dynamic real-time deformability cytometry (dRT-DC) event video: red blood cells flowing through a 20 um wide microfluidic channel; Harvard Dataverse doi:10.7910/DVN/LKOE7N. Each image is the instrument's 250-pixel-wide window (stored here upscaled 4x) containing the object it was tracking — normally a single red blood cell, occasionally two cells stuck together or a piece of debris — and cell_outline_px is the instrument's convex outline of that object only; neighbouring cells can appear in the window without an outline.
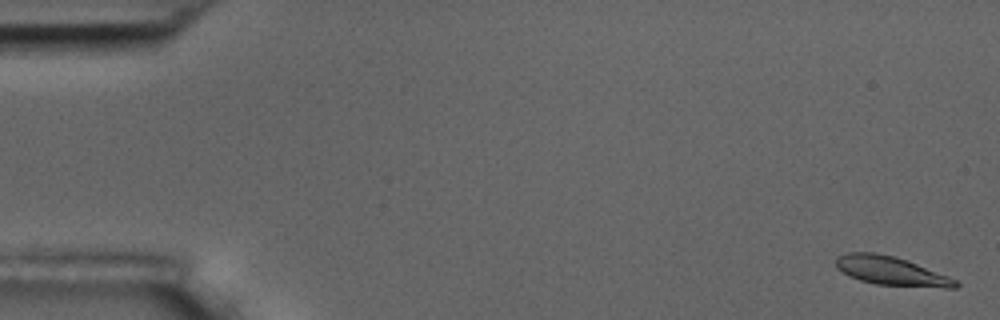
{"species": "common noctule bat (a hibernating species)", "species_latin": "Nyctalus noctula", "temperature_condition": "room temperature", "stored_images_in_passage": 5, "camera_frame_rate_fps": 3000, "um_per_image_px": 0.085, "animal": {"sex": "male", "body_mass_g": 17.5, "forearm_length_mm": 52.3}, "frame": {"image": 1, "passage_image": 1, "time_ms": 0.0, "image_size_px": [1000, 320], "cell_outline_px": [[960, 284], [956, 288], [944, 288], [876, 284], [860, 280], [848, 276], [836, 268], [836, 256], [848, 252], [876, 252], [892, 256], [916, 264], [948, 276], [956, 280]], "centroid_in_image_um": [75.71, 23.03], "position_along_channel_um": 9.3, "area_um2": 19.94}}
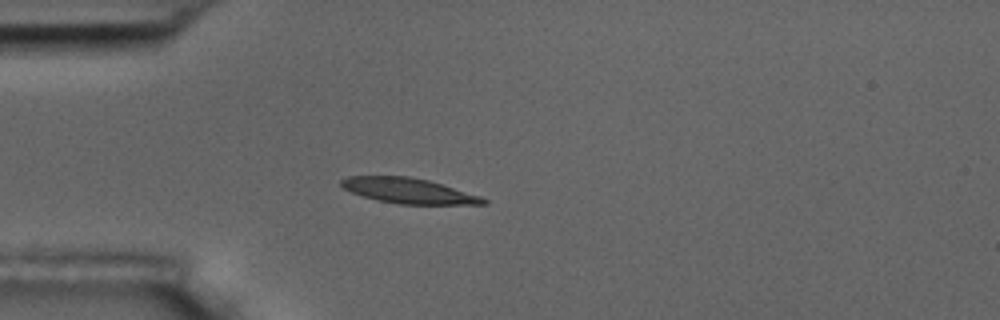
{"frame": {"image": 2, "passage_image": 5, "time_ms": 4.667, "image_size_px": [1000, 320], "cell_outline_px": [[488, 204], [400, 204], [380, 200], [364, 196], [352, 192], [344, 188], [340, 184], [340, 180], [348, 176], [408, 176], [428, 180], [480, 196], [488, 200]], "centroid_in_image_um": [34.73, 16.21], "position_along_channel_um": 50.3, "area_um2": 20.58}}